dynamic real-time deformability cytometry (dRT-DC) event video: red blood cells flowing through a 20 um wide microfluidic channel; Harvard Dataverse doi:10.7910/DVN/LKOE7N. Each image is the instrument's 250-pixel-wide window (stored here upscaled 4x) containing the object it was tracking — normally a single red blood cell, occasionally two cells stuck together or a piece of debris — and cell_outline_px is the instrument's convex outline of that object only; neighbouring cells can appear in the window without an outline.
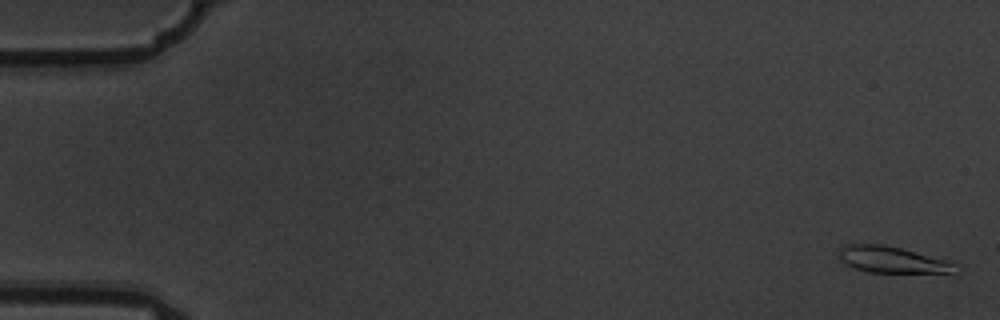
{"species": "common noctule bat (a hibernating species)", "species_latin": "Nyctalus noctula", "temperature_condition": "warm", "stored_images_in_passage": 8, "camera_frame_rate_fps": 3000, "um_per_image_px": 0.085, "animal": {"sex": "male", "body_mass_g": 19.5, "forearm_length_mm": 54.6}, "frame": {"image": 1, "passage_image": 1, "time_ms": 0.0, "image_size_px": [1000, 320], "cell_outline_px": [[952, 272], [868, 272], [856, 268], [840, 260], [840, 248], [844, 244], [884, 244], [900, 248], [944, 260], [952, 264]], "centroid_in_image_um": [75.68, 22.05], "position_along_channel_um": 9.3, "area_um2": 17.05}}
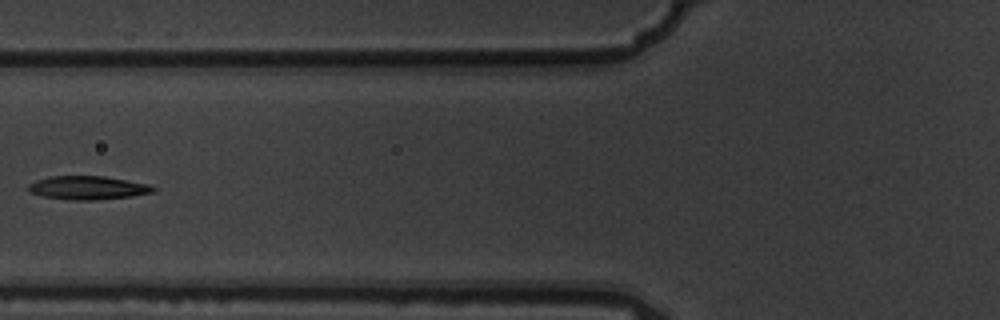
{"frame": {"image": 2, "passage_image": 7, "time_ms": 2.0, "image_size_px": [1000, 320], "cell_outline_px": [[156, 192], [132, 196], [96, 200], [72, 200], [40, 196], [28, 192], [28, 184], [36, 180], [48, 176], [104, 176], [148, 184], [156, 188]], "centroid_in_image_um": [7.44, 15.96], "position_along_channel_um": 118.4, "area_um2": 17.28}}
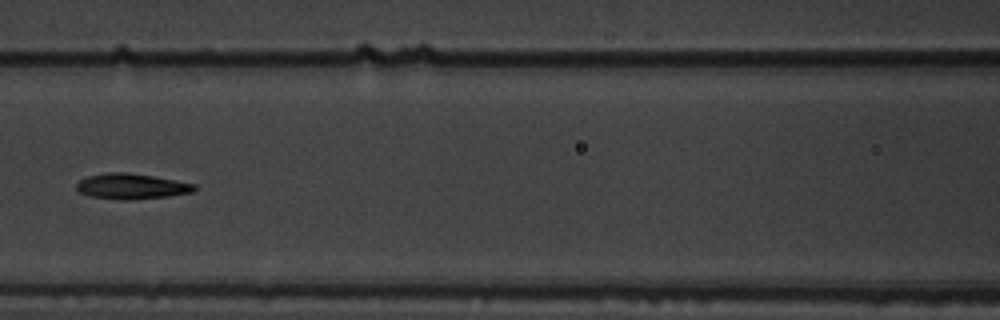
{"frame": {"image": 3, "passage_image": 8, "time_ms": 2.333, "image_size_px": [1000, 320], "cell_outline_px": [[200, 188], [192, 192], [168, 196], [128, 200], [124, 200], [92, 196], [80, 192], [76, 188], [76, 184], [80, 180], [88, 176], [108, 172], [124, 172], [152, 176], [196, 184]], "centroid_in_image_um": [11.21, 15.83], "position_along_channel_um": 155.4, "area_um2": 17.34}}